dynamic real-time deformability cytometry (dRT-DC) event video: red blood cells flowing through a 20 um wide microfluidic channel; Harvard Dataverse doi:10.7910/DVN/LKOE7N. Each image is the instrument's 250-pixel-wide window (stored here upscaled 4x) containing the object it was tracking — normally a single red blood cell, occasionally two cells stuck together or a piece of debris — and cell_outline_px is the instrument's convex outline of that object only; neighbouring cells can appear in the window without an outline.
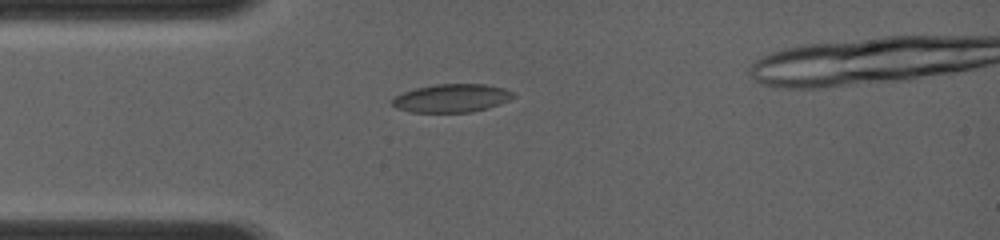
{"species": "common noctule bat (a hibernating species)", "species_latin": "Nyctalus noctula", "temperature_condition": "room temperature", "stored_images_in_passage": 4, "camera_frame_rate_fps": 4000, "um_per_image_px": 0.085, "animal": {"sex": "female", "body_mass_g": 19.0, "forearm_length_mm": 56.7}, "frame": {"image": 1, "passage_image": 4, "time_ms": 2.75, "image_size_px": [1000, 240], "cell_outline_px": [[516, 96], [500, 104], [488, 108], [472, 112], [412, 112], [396, 108], [388, 100], [392, 96], [416, 88], [432, 84], [484, 84], [504, 88], [512, 92]], "centroid_in_image_um": [38.35, 8.34], "position_along_channel_um": 46.7, "area_um2": 20.11}}